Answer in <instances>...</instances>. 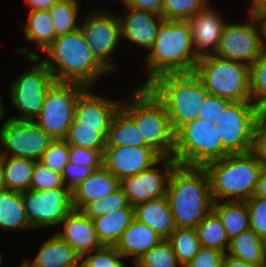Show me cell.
I'll return each mask as SVG.
<instances>
[{"mask_svg":"<svg viewBox=\"0 0 266 267\" xmlns=\"http://www.w3.org/2000/svg\"><path fill=\"white\" fill-rule=\"evenodd\" d=\"M161 241L163 239L149 226L133 219L114 247L123 257L134 256L136 261Z\"/></svg>","mask_w":266,"mask_h":267,"instance_id":"cb8c5ba5","label":"cell"},{"mask_svg":"<svg viewBox=\"0 0 266 267\" xmlns=\"http://www.w3.org/2000/svg\"><path fill=\"white\" fill-rule=\"evenodd\" d=\"M221 267H266V266H257L254 264H250L243 260H239L225 254Z\"/></svg>","mask_w":266,"mask_h":267,"instance_id":"db71d44e","label":"cell"},{"mask_svg":"<svg viewBox=\"0 0 266 267\" xmlns=\"http://www.w3.org/2000/svg\"><path fill=\"white\" fill-rule=\"evenodd\" d=\"M229 154L213 121L196 118L175 133L173 158L178 165L205 167Z\"/></svg>","mask_w":266,"mask_h":267,"instance_id":"52a82bcc","label":"cell"},{"mask_svg":"<svg viewBox=\"0 0 266 267\" xmlns=\"http://www.w3.org/2000/svg\"><path fill=\"white\" fill-rule=\"evenodd\" d=\"M249 17L250 23L224 25L216 56L249 67L266 51V42L264 44L261 41V35L266 40V26L254 17ZM256 23H260L259 30Z\"/></svg>","mask_w":266,"mask_h":267,"instance_id":"7c38bea8","label":"cell"},{"mask_svg":"<svg viewBox=\"0 0 266 267\" xmlns=\"http://www.w3.org/2000/svg\"><path fill=\"white\" fill-rule=\"evenodd\" d=\"M125 7H133L150 11L156 14H161L163 7V0H122Z\"/></svg>","mask_w":266,"mask_h":267,"instance_id":"f907efd6","label":"cell"},{"mask_svg":"<svg viewBox=\"0 0 266 267\" xmlns=\"http://www.w3.org/2000/svg\"><path fill=\"white\" fill-rule=\"evenodd\" d=\"M0 229H31L23 206L21 192L0 191Z\"/></svg>","mask_w":266,"mask_h":267,"instance_id":"4dcf8cb0","label":"cell"},{"mask_svg":"<svg viewBox=\"0 0 266 267\" xmlns=\"http://www.w3.org/2000/svg\"><path fill=\"white\" fill-rule=\"evenodd\" d=\"M133 210L134 219L149 226L163 240L168 239L176 228L166 196L137 204Z\"/></svg>","mask_w":266,"mask_h":267,"instance_id":"603a6c76","label":"cell"},{"mask_svg":"<svg viewBox=\"0 0 266 267\" xmlns=\"http://www.w3.org/2000/svg\"><path fill=\"white\" fill-rule=\"evenodd\" d=\"M23 206L31 228L60 225L73 210L68 188L21 192Z\"/></svg>","mask_w":266,"mask_h":267,"instance_id":"5bb4252c","label":"cell"},{"mask_svg":"<svg viewBox=\"0 0 266 267\" xmlns=\"http://www.w3.org/2000/svg\"><path fill=\"white\" fill-rule=\"evenodd\" d=\"M214 202L246 201L256 190L262 164L251 153L229 154L204 167ZM230 199H226V198Z\"/></svg>","mask_w":266,"mask_h":267,"instance_id":"277c9868","label":"cell"},{"mask_svg":"<svg viewBox=\"0 0 266 267\" xmlns=\"http://www.w3.org/2000/svg\"><path fill=\"white\" fill-rule=\"evenodd\" d=\"M69 267H84L83 262L80 260L79 262H77L75 265L69 266Z\"/></svg>","mask_w":266,"mask_h":267,"instance_id":"680465c9","label":"cell"},{"mask_svg":"<svg viewBox=\"0 0 266 267\" xmlns=\"http://www.w3.org/2000/svg\"><path fill=\"white\" fill-rule=\"evenodd\" d=\"M209 6L192 14L187 20L190 25L191 42L197 60L216 55L225 25L220 14Z\"/></svg>","mask_w":266,"mask_h":267,"instance_id":"ac0fdd59","label":"cell"},{"mask_svg":"<svg viewBox=\"0 0 266 267\" xmlns=\"http://www.w3.org/2000/svg\"><path fill=\"white\" fill-rule=\"evenodd\" d=\"M253 196L266 198V166H262Z\"/></svg>","mask_w":266,"mask_h":267,"instance_id":"11a10c76","label":"cell"},{"mask_svg":"<svg viewBox=\"0 0 266 267\" xmlns=\"http://www.w3.org/2000/svg\"><path fill=\"white\" fill-rule=\"evenodd\" d=\"M160 158L148 146H113L104 148L102 165L121 180L149 169Z\"/></svg>","mask_w":266,"mask_h":267,"instance_id":"e0dca14e","label":"cell"},{"mask_svg":"<svg viewBox=\"0 0 266 267\" xmlns=\"http://www.w3.org/2000/svg\"><path fill=\"white\" fill-rule=\"evenodd\" d=\"M39 162L59 174L69 163V145L64 139H54L43 153Z\"/></svg>","mask_w":266,"mask_h":267,"instance_id":"60d3db41","label":"cell"},{"mask_svg":"<svg viewBox=\"0 0 266 267\" xmlns=\"http://www.w3.org/2000/svg\"><path fill=\"white\" fill-rule=\"evenodd\" d=\"M227 255L257 266H266V242L247 230L229 240Z\"/></svg>","mask_w":266,"mask_h":267,"instance_id":"484cf974","label":"cell"},{"mask_svg":"<svg viewBox=\"0 0 266 267\" xmlns=\"http://www.w3.org/2000/svg\"><path fill=\"white\" fill-rule=\"evenodd\" d=\"M208 0H163L161 15L164 20L187 21L189 17L207 7Z\"/></svg>","mask_w":266,"mask_h":267,"instance_id":"ab89813d","label":"cell"},{"mask_svg":"<svg viewBox=\"0 0 266 267\" xmlns=\"http://www.w3.org/2000/svg\"><path fill=\"white\" fill-rule=\"evenodd\" d=\"M194 73L208 94L230 101H251L249 67L218 56L197 61Z\"/></svg>","mask_w":266,"mask_h":267,"instance_id":"ba28073f","label":"cell"},{"mask_svg":"<svg viewBox=\"0 0 266 267\" xmlns=\"http://www.w3.org/2000/svg\"><path fill=\"white\" fill-rule=\"evenodd\" d=\"M120 107V102L93 94L87 87L75 103L73 119L78 127H110Z\"/></svg>","mask_w":266,"mask_h":267,"instance_id":"d6986e66","label":"cell"},{"mask_svg":"<svg viewBox=\"0 0 266 267\" xmlns=\"http://www.w3.org/2000/svg\"><path fill=\"white\" fill-rule=\"evenodd\" d=\"M58 0H26L30 11L49 10Z\"/></svg>","mask_w":266,"mask_h":267,"instance_id":"f5cc1de1","label":"cell"},{"mask_svg":"<svg viewBox=\"0 0 266 267\" xmlns=\"http://www.w3.org/2000/svg\"><path fill=\"white\" fill-rule=\"evenodd\" d=\"M35 160L0 156L3 184L5 189L14 192L30 190Z\"/></svg>","mask_w":266,"mask_h":267,"instance_id":"f546056e","label":"cell"},{"mask_svg":"<svg viewBox=\"0 0 266 267\" xmlns=\"http://www.w3.org/2000/svg\"><path fill=\"white\" fill-rule=\"evenodd\" d=\"M78 0H58L49 10L55 36L65 35L80 28L76 23Z\"/></svg>","mask_w":266,"mask_h":267,"instance_id":"d590c367","label":"cell"},{"mask_svg":"<svg viewBox=\"0 0 266 267\" xmlns=\"http://www.w3.org/2000/svg\"><path fill=\"white\" fill-rule=\"evenodd\" d=\"M99 168L100 167H87L67 163L63 169V172L61 173L63 183L65 187H67L70 191H73L82 181L87 179L95 170Z\"/></svg>","mask_w":266,"mask_h":267,"instance_id":"7dc6e473","label":"cell"},{"mask_svg":"<svg viewBox=\"0 0 266 267\" xmlns=\"http://www.w3.org/2000/svg\"><path fill=\"white\" fill-rule=\"evenodd\" d=\"M86 88L79 83L55 82L33 121L52 139H65L73 121L75 103Z\"/></svg>","mask_w":266,"mask_h":267,"instance_id":"30bf717a","label":"cell"},{"mask_svg":"<svg viewBox=\"0 0 266 267\" xmlns=\"http://www.w3.org/2000/svg\"><path fill=\"white\" fill-rule=\"evenodd\" d=\"M249 79L251 102L261 114H266V51L249 66Z\"/></svg>","mask_w":266,"mask_h":267,"instance_id":"8d00e7d4","label":"cell"},{"mask_svg":"<svg viewBox=\"0 0 266 267\" xmlns=\"http://www.w3.org/2000/svg\"><path fill=\"white\" fill-rule=\"evenodd\" d=\"M148 88L164 104L174 133L198 117L208 94L194 72L162 75Z\"/></svg>","mask_w":266,"mask_h":267,"instance_id":"8992f818","label":"cell"},{"mask_svg":"<svg viewBox=\"0 0 266 267\" xmlns=\"http://www.w3.org/2000/svg\"><path fill=\"white\" fill-rule=\"evenodd\" d=\"M103 154L99 150L84 147L69 146V163L87 166L101 167Z\"/></svg>","mask_w":266,"mask_h":267,"instance_id":"f6af8a7d","label":"cell"},{"mask_svg":"<svg viewBox=\"0 0 266 267\" xmlns=\"http://www.w3.org/2000/svg\"><path fill=\"white\" fill-rule=\"evenodd\" d=\"M167 240L171 243L181 266L188 265L201 247L196 228H175Z\"/></svg>","mask_w":266,"mask_h":267,"instance_id":"e575fe53","label":"cell"},{"mask_svg":"<svg viewBox=\"0 0 266 267\" xmlns=\"http://www.w3.org/2000/svg\"><path fill=\"white\" fill-rule=\"evenodd\" d=\"M121 258L124 257L114 246H102L100 249L85 254L80 260L84 267H126L119 260Z\"/></svg>","mask_w":266,"mask_h":267,"instance_id":"7bdbcfd3","label":"cell"},{"mask_svg":"<svg viewBox=\"0 0 266 267\" xmlns=\"http://www.w3.org/2000/svg\"><path fill=\"white\" fill-rule=\"evenodd\" d=\"M119 187V180L103 165L73 191L72 207L81 211L88 203L103 199Z\"/></svg>","mask_w":266,"mask_h":267,"instance_id":"7402d4cb","label":"cell"},{"mask_svg":"<svg viewBox=\"0 0 266 267\" xmlns=\"http://www.w3.org/2000/svg\"><path fill=\"white\" fill-rule=\"evenodd\" d=\"M17 51L20 54H26L29 60L38 63L32 70L19 75L17 80L11 84V103L23 116L9 119L33 121L40 114L48 89L56 81L37 54L24 48H19Z\"/></svg>","mask_w":266,"mask_h":267,"instance_id":"9c48e42d","label":"cell"},{"mask_svg":"<svg viewBox=\"0 0 266 267\" xmlns=\"http://www.w3.org/2000/svg\"><path fill=\"white\" fill-rule=\"evenodd\" d=\"M19 267H28L24 262Z\"/></svg>","mask_w":266,"mask_h":267,"instance_id":"91938a15","label":"cell"},{"mask_svg":"<svg viewBox=\"0 0 266 267\" xmlns=\"http://www.w3.org/2000/svg\"><path fill=\"white\" fill-rule=\"evenodd\" d=\"M230 102V100L207 94L199 108L197 118H201L205 121L219 119L220 115Z\"/></svg>","mask_w":266,"mask_h":267,"instance_id":"c3c4849f","label":"cell"},{"mask_svg":"<svg viewBox=\"0 0 266 267\" xmlns=\"http://www.w3.org/2000/svg\"><path fill=\"white\" fill-rule=\"evenodd\" d=\"M61 224L64 225V231L56 235L74 248L81 258L103 246L97 237L93 221L81 211L73 209Z\"/></svg>","mask_w":266,"mask_h":267,"instance_id":"ffe728a7","label":"cell"},{"mask_svg":"<svg viewBox=\"0 0 266 267\" xmlns=\"http://www.w3.org/2000/svg\"><path fill=\"white\" fill-rule=\"evenodd\" d=\"M158 163L162 165V170L154 167ZM176 165L173 157H161L149 169L119 180V187L132 207L151 199L163 198L166 196L169 176Z\"/></svg>","mask_w":266,"mask_h":267,"instance_id":"2e32d148","label":"cell"},{"mask_svg":"<svg viewBox=\"0 0 266 267\" xmlns=\"http://www.w3.org/2000/svg\"><path fill=\"white\" fill-rule=\"evenodd\" d=\"M109 129L110 127H78V122L73 119L64 140L69 146L99 150L103 154L105 136Z\"/></svg>","mask_w":266,"mask_h":267,"instance_id":"836d02e7","label":"cell"},{"mask_svg":"<svg viewBox=\"0 0 266 267\" xmlns=\"http://www.w3.org/2000/svg\"><path fill=\"white\" fill-rule=\"evenodd\" d=\"M54 188H67L63 183L62 175L47 168L41 162L35 161L30 189L34 191H43Z\"/></svg>","mask_w":266,"mask_h":267,"instance_id":"b9f144b4","label":"cell"},{"mask_svg":"<svg viewBox=\"0 0 266 267\" xmlns=\"http://www.w3.org/2000/svg\"><path fill=\"white\" fill-rule=\"evenodd\" d=\"M84 19L79 26L93 56L108 72L113 70L111 54L121 38L119 17L95 11Z\"/></svg>","mask_w":266,"mask_h":267,"instance_id":"9a60e30c","label":"cell"},{"mask_svg":"<svg viewBox=\"0 0 266 267\" xmlns=\"http://www.w3.org/2000/svg\"><path fill=\"white\" fill-rule=\"evenodd\" d=\"M196 231L201 247L214 248L226 254L229 239L221 220L213 211L197 225Z\"/></svg>","mask_w":266,"mask_h":267,"instance_id":"1f68e13d","label":"cell"},{"mask_svg":"<svg viewBox=\"0 0 266 267\" xmlns=\"http://www.w3.org/2000/svg\"><path fill=\"white\" fill-rule=\"evenodd\" d=\"M138 267H180L171 243L164 239L143 253L136 261Z\"/></svg>","mask_w":266,"mask_h":267,"instance_id":"74e56055","label":"cell"},{"mask_svg":"<svg viewBox=\"0 0 266 267\" xmlns=\"http://www.w3.org/2000/svg\"><path fill=\"white\" fill-rule=\"evenodd\" d=\"M251 153L262 166H266V114H262L255 123Z\"/></svg>","mask_w":266,"mask_h":267,"instance_id":"bcb514c9","label":"cell"},{"mask_svg":"<svg viewBox=\"0 0 266 267\" xmlns=\"http://www.w3.org/2000/svg\"><path fill=\"white\" fill-rule=\"evenodd\" d=\"M26 37L35 41L42 49H46L56 38L52 18L48 10L30 11L28 24L23 25Z\"/></svg>","mask_w":266,"mask_h":267,"instance_id":"d6a6232c","label":"cell"},{"mask_svg":"<svg viewBox=\"0 0 266 267\" xmlns=\"http://www.w3.org/2000/svg\"><path fill=\"white\" fill-rule=\"evenodd\" d=\"M166 198L175 227L196 228L214 202L207 170L177 164L169 176Z\"/></svg>","mask_w":266,"mask_h":267,"instance_id":"6da1fadb","label":"cell"},{"mask_svg":"<svg viewBox=\"0 0 266 267\" xmlns=\"http://www.w3.org/2000/svg\"><path fill=\"white\" fill-rule=\"evenodd\" d=\"M261 115L251 101H231L219 119L213 120L230 154L251 152L254 126Z\"/></svg>","mask_w":266,"mask_h":267,"instance_id":"8fae6325","label":"cell"},{"mask_svg":"<svg viewBox=\"0 0 266 267\" xmlns=\"http://www.w3.org/2000/svg\"><path fill=\"white\" fill-rule=\"evenodd\" d=\"M5 189L4 184H3V176H2V167L0 164V191Z\"/></svg>","mask_w":266,"mask_h":267,"instance_id":"6f0895ef","label":"cell"},{"mask_svg":"<svg viewBox=\"0 0 266 267\" xmlns=\"http://www.w3.org/2000/svg\"><path fill=\"white\" fill-rule=\"evenodd\" d=\"M43 51L47 58L41 62L56 82L79 83L90 88L97 77L108 72L93 56L80 28L56 37Z\"/></svg>","mask_w":266,"mask_h":267,"instance_id":"7a4b0ae2","label":"cell"},{"mask_svg":"<svg viewBox=\"0 0 266 267\" xmlns=\"http://www.w3.org/2000/svg\"><path fill=\"white\" fill-rule=\"evenodd\" d=\"M245 202L249 210L250 230L266 242V198L252 196Z\"/></svg>","mask_w":266,"mask_h":267,"instance_id":"ee69618b","label":"cell"},{"mask_svg":"<svg viewBox=\"0 0 266 267\" xmlns=\"http://www.w3.org/2000/svg\"><path fill=\"white\" fill-rule=\"evenodd\" d=\"M249 16L266 26V0H252Z\"/></svg>","mask_w":266,"mask_h":267,"instance_id":"816d5d0a","label":"cell"},{"mask_svg":"<svg viewBox=\"0 0 266 267\" xmlns=\"http://www.w3.org/2000/svg\"><path fill=\"white\" fill-rule=\"evenodd\" d=\"M212 211L221 220L229 240L250 229L249 210L245 201L213 202Z\"/></svg>","mask_w":266,"mask_h":267,"instance_id":"f1b7e54d","label":"cell"},{"mask_svg":"<svg viewBox=\"0 0 266 267\" xmlns=\"http://www.w3.org/2000/svg\"><path fill=\"white\" fill-rule=\"evenodd\" d=\"M134 219L133 208H125L92 219L95 232L103 246H115Z\"/></svg>","mask_w":266,"mask_h":267,"instance_id":"4316f807","label":"cell"},{"mask_svg":"<svg viewBox=\"0 0 266 267\" xmlns=\"http://www.w3.org/2000/svg\"><path fill=\"white\" fill-rule=\"evenodd\" d=\"M129 14L119 17L121 37L149 49L156 40L158 28L163 23L161 14L126 7Z\"/></svg>","mask_w":266,"mask_h":267,"instance_id":"44dd1931","label":"cell"},{"mask_svg":"<svg viewBox=\"0 0 266 267\" xmlns=\"http://www.w3.org/2000/svg\"><path fill=\"white\" fill-rule=\"evenodd\" d=\"M121 108L134 120L145 144L160 157H173L175 133L164 104L148 87H139Z\"/></svg>","mask_w":266,"mask_h":267,"instance_id":"5b68a950","label":"cell"},{"mask_svg":"<svg viewBox=\"0 0 266 267\" xmlns=\"http://www.w3.org/2000/svg\"><path fill=\"white\" fill-rule=\"evenodd\" d=\"M80 259L75 249L55 234L42 244L33 262L24 263L28 267H69Z\"/></svg>","mask_w":266,"mask_h":267,"instance_id":"d4e9b609","label":"cell"},{"mask_svg":"<svg viewBox=\"0 0 266 267\" xmlns=\"http://www.w3.org/2000/svg\"><path fill=\"white\" fill-rule=\"evenodd\" d=\"M4 115L5 114H4V110H3L2 96L0 94V120L3 118Z\"/></svg>","mask_w":266,"mask_h":267,"instance_id":"9f6ffc18","label":"cell"},{"mask_svg":"<svg viewBox=\"0 0 266 267\" xmlns=\"http://www.w3.org/2000/svg\"><path fill=\"white\" fill-rule=\"evenodd\" d=\"M113 146H147L136 123L121 107L114 114L105 136V148Z\"/></svg>","mask_w":266,"mask_h":267,"instance_id":"83f0119b","label":"cell"},{"mask_svg":"<svg viewBox=\"0 0 266 267\" xmlns=\"http://www.w3.org/2000/svg\"><path fill=\"white\" fill-rule=\"evenodd\" d=\"M1 255H2V254L0 253V265H1V262H2V258H1L2 256H1Z\"/></svg>","mask_w":266,"mask_h":267,"instance_id":"94428289","label":"cell"},{"mask_svg":"<svg viewBox=\"0 0 266 267\" xmlns=\"http://www.w3.org/2000/svg\"><path fill=\"white\" fill-rule=\"evenodd\" d=\"M224 256L225 253L217 249L200 247L198 254L191 260V262L187 266L221 267Z\"/></svg>","mask_w":266,"mask_h":267,"instance_id":"681fc988","label":"cell"},{"mask_svg":"<svg viewBox=\"0 0 266 267\" xmlns=\"http://www.w3.org/2000/svg\"><path fill=\"white\" fill-rule=\"evenodd\" d=\"M149 50L146 57L149 78L140 87H148L162 75L194 72L198 61L188 21L164 20Z\"/></svg>","mask_w":266,"mask_h":267,"instance_id":"3957f363","label":"cell"},{"mask_svg":"<svg viewBox=\"0 0 266 267\" xmlns=\"http://www.w3.org/2000/svg\"><path fill=\"white\" fill-rule=\"evenodd\" d=\"M34 121L6 119L0 130V156L28 158L39 161L53 141Z\"/></svg>","mask_w":266,"mask_h":267,"instance_id":"4fadbf2b","label":"cell"},{"mask_svg":"<svg viewBox=\"0 0 266 267\" xmlns=\"http://www.w3.org/2000/svg\"><path fill=\"white\" fill-rule=\"evenodd\" d=\"M125 208L133 207L129 204L125 193L118 187L114 192L103 199L88 203L81 212L92 220L96 217H101Z\"/></svg>","mask_w":266,"mask_h":267,"instance_id":"f35d334b","label":"cell"}]
</instances>
